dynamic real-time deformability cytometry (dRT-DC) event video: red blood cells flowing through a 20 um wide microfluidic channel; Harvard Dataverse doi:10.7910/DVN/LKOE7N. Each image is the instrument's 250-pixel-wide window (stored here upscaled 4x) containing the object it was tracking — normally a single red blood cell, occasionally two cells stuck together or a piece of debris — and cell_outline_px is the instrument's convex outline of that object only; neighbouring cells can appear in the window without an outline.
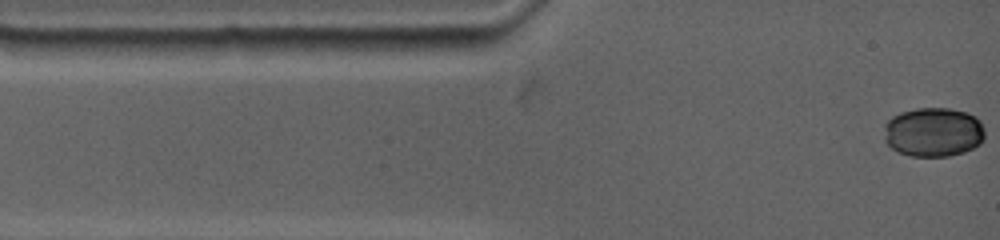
{"species": "common noctule bat (a hibernating species)", "species_latin": "Nyctalus noctula", "temperature_condition": "warm", "stored_images_in_passage": 45, "camera_frame_rate_fps": 4500, "um_per_image_px": 0.085, "animal": {"sex": "female", "body_mass_g": 19.0, "forearm_length_mm": 53.3}, "frame": {"image": 1, "passage_image": 1, "time_ms": 0.0, "image_size_px": [1000, 240], "cell_outline_px": [[984, 140], [980, 144], [964, 152], [948, 156], [912, 156], [900, 152], [892, 148], [884, 140], [884, 124], [892, 116], [900, 112], [916, 108], [948, 108], [968, 112], [976, 116], [980, 120], [984, 128]], "centroid_in_image_um": [79.35, 11.21], "position_along_channel_um": 5.7, "area_um2": 29.25}}
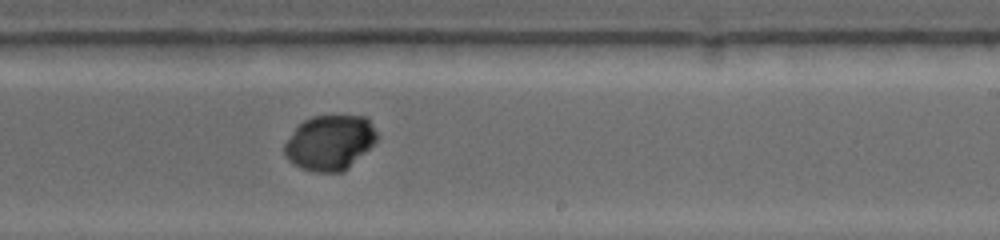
{"frame": {"image": 2, "passage_image": 32, "time_ms": 8.222, "image_size_px": [1000, 240], "cell_outline_px": [[380, 136], [348, 168], [340, 172], [316, 172], [300, 168], [292, 164], [284, 156], [284, 144], [296, 128], [304, 120], [312, 116], [368, 116]], "centroid_in_image_um": [28.03, 12.12], "position_along_channel_um": 261.0, "area_um2": 29.65}}
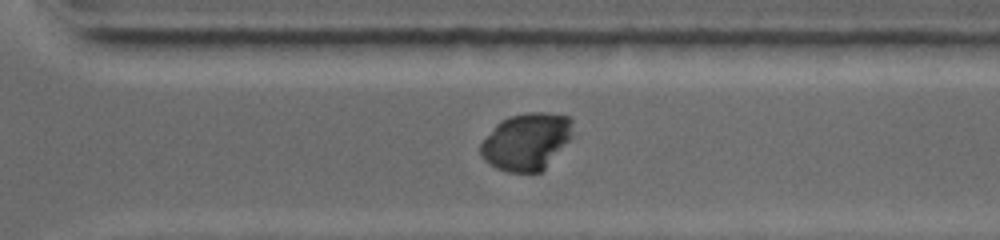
{"frame": {"image": 3, "passage_image": 39, "time_ms": 10.0, "image_size_px": [1000, 240], "cell_outline_px": [[572, 136], [544, 168], [540, 172], [508, 172], [496, 168], [484, 160], [480, 152], [480, 144], [496, 124], [500, 120], [508, 116], [528, 112], [544, 112], [568, 116], [572, 120]], "centroid_in_image_um": [44.72, 12.01], "position_along_channel_um": 325.9, "area_um2": 30.46}}